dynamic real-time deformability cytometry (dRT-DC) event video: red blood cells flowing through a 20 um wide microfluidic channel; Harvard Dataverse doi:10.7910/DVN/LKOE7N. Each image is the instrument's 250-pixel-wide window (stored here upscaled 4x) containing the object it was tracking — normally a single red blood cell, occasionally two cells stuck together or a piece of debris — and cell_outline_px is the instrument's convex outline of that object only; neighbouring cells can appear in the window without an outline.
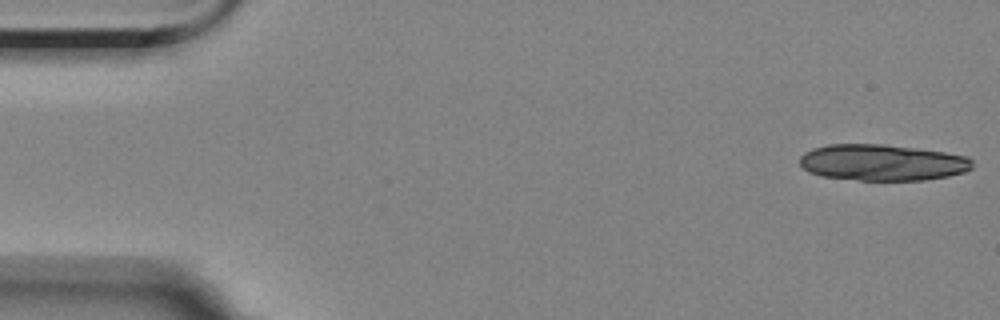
{"species": "Egyptian fruit bat (a non-hibernating species)", "species_latin": "Rousettus aegyptiacus", "temperature_condition": "room temperature", "stored_images_in_passage": 5, "camera_frame_rate_fps": 3000, "um_per_image_px": 0.085, "animal": {"sex": "female"}, "frame": {"image": 1, "passage_image": 1, "time_ms": 0.0, "image_size_px": [1000, 320], "cell_outline_px": [[972, 168], [964, 172], [948, 176], [924, 180], [860, 180], [820, 176], [808, 172], [800, 164], [800, 156], [804, 152], [812, 148], [828, 144], [884, 144], [916, 148], [944, 152], [968, 156], [972, 160]], "centroid_in_image_um": [74.98, 13.81], "position_along_channel_um": 10.0, "area_um2": 36.65}}